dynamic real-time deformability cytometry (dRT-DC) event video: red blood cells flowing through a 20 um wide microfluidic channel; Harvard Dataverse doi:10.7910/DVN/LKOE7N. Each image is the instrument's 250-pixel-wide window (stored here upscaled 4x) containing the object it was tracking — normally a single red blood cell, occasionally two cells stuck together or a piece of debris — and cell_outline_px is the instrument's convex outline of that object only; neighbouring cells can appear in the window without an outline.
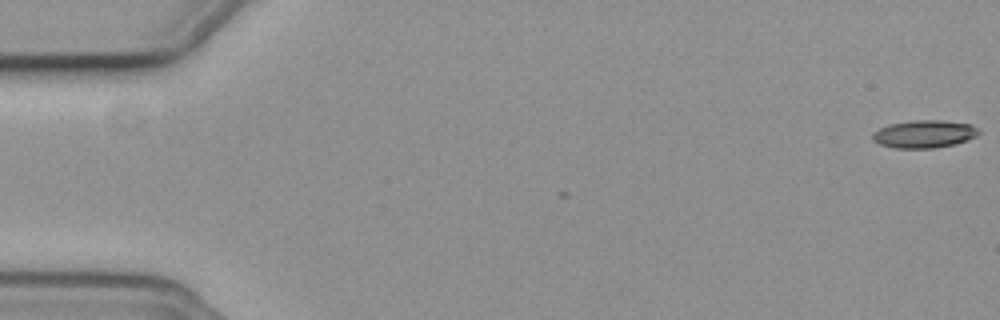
{"species": "common noctule bat (a hibernating species)", "species_latin": "Nyctalus noctula", "temperature_condition": "cold", "stored_images_in_passage": 6, "camera_frame_rate_fps": 3000, "um_per_image_px": 0.085, "animal": {"sex": "female", "body_mass_g": 19.3, "forearm_length_mm": 54.1}, "frame": {"image": 1, "passage_image": 1, "time_ms": 0.0, "image_size_px": [1000, 320], "cell_outline_px": [[980, 132], [976, 136], [968, 140], [956, 144], [936, 148], [892, 148], [880, 144], [872, 140], [872, 132], [888, 124], [912, 120], [940, 120], [972, 124]], "centroid_in_image_um": [78.54, 11.39], "position_along_channel_um": 6.5, "area_um2": 17.34}}